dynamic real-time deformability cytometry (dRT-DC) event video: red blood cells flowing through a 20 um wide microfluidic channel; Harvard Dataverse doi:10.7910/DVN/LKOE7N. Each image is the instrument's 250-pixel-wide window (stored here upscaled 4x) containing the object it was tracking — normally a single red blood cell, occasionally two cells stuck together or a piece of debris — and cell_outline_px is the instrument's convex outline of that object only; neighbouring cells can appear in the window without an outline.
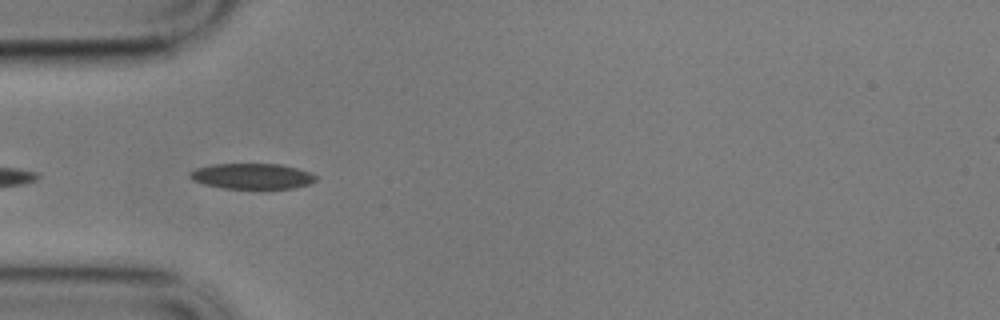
{"species": "common noctule bat (a hibernating species)", "species_latin": "Nyctalus noctula", "temperature_condition": "cold", "stored_images_in_passage": 13, "camera_frame_rate_fps": 3000, "um_per_image_px": 0.085, "animal": {"sex": "male", "body_mass_g": 17.9}, "frame": {"image": 1, "passage_image": 3, "time_ms": 0.667, "image_size_px": [1000, 320], "cell_outline_px": [[316, 180], [308, 184], [292, 188], [224, 188], [204, 184], [192, 180], [188, 176], [188, 172], [196, 168], [212, 164], [280, 164], [296, 168], [308, 172], [316, 176]], "centroid_in_image_um": [21.37, 14.97], "position_along_channel_um": 63.6, "area_um2": 18.61}}